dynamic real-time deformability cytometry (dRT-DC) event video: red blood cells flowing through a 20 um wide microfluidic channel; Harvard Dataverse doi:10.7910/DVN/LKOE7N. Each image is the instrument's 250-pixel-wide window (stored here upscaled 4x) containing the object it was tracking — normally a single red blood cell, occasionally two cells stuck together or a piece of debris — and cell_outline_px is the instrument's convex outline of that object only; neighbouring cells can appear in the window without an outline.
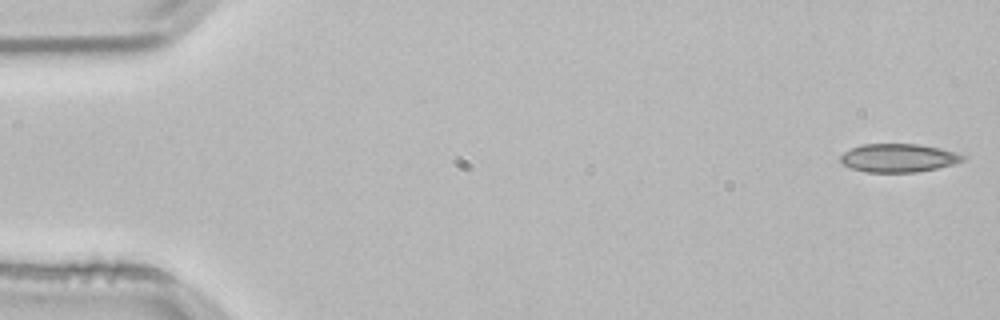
{"species": "common noctule bat (a hibernating species)", "species_latin": "Nyctalus noctula", "temperature_condition": "room temperature", "stored_images_in_passage": 9, "camera_frame_rate_fps": 3000, "um_per_image_px": 0.085, "animal": {"sex": "male", "body_mass_g": 21.5, "forearm_length_mm": 52.0}, "frame": {"image": 1, "passage_image": 1, "time_ms": 0.0, "image_size_px": [1000, 320], "cell_outline_px": [[964, 160], [952, 164], [936, 168], [916, 172], [864, 172], [852, 168], [844, 164], [840, 160], [840, 156], [844, 152], [852, 148], [864, 144], [920, 144], [940, 148], [964, 156]], "centroid_in_image_um": [76.33, 13.42], "position_along_channel_um": 8.7, "area_um2": 19.94}}